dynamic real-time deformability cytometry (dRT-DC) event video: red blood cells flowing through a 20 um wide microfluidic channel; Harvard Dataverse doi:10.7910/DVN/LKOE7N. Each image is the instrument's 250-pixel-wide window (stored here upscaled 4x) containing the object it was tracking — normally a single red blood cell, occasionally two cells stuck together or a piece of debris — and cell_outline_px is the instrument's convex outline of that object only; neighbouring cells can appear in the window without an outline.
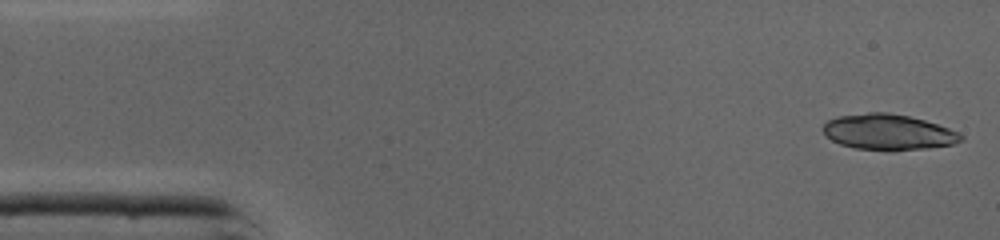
{"species": "common noctule bat (a hibernating species)", "species_latin": "Nyctalus noctula", "temperature_condition": "cold", "stored_images_in_passage": 44, "camera_frame_rate_fps": 3000, "um_per_image_px": 0.085, "animal": {"sex": "male", "body_mass_g": 19.0, "forearm_length_mm": 50.8}, "frame": {"image": 1, "passage_image": 1, "time_ms": 0.0, "image_size_px": [1000, 240], "cell_outline_px": [[964, 140], [952, 144], [928, 148], [892, 152], [856, 148], [840, 144], [832, 140], [820, 128], [828, 120], [840, 116], [868, 112], [888, 112], [908, 116], [924, 120], [960, 132], [964, 136]], "centroid_in_image_um": [75.52, 11.24], "position_along_channel_um": 9.5, "area_um2": 28.96}}